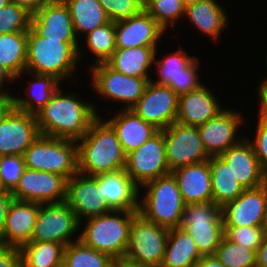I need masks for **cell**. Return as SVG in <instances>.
<instances>
[{
	"instance_id": "1",
	"label": "cell",
	"mask_w": 267,
	"mask_h": 267,
	"mask_svg": "<svg viewBox=\"0 0 267 267\" xmlns=\"http://www.w3.org/2000/svg\"><path fill=\"white\" fill-rule=\"evenodd\" d=\"M61 87L35 114L38 129L44 136L78 141L101 116L97 108L99 106L96 105L97 101H85V97L81 98L78 93L76 95L75 92L67 91L65 94Z\"/></svg>"
},
{
	"instance_id": "2",
	"label": "cell",
	"mask_w": 267,
	"mask_h": 267,
	"mask_svg": "<svg viewBox=\"0 0 267 267\" xmlns=\"http://www.w3.org/2000/svg\"><path fill=\"white\" fill-rule=\"evenodd\" d=\"M76 144L78 173L97 176L125 168L126 154L115 131L102 115Z\"/></svg>"
},
{
	"instance_id": "3",
	"label": "cell",
	"mask_w": 267,
	"mask_h": 267,
	"mask_svg": "<svg viewBox=\"0 0 267 267\" xmlns=\"http://www.w3.org/2000/svg\"><path fill=\"white\" fill-rule=\"evenodd\" d=\"M79 47L80 43H65L61 39L42 37L30 27L27 35L25 71L52 75L61 83L73 80L80 62Z\"/></svg>"
},
{
	"instance_id": "4",
	"label": "cell",
	"mask_w": 267,
	"mask_h": 267,
	"mask_svg": "<svg viewBox=\"0 0 267 267\" xmlns=\"http://www.w3.org/2000/svg\"><path fill=\"white\" fill-rule=\"evenodd\" d=\"M138 211L111 210L80 222L79 240L111 258L125 256L130 228ZM83 225V226H82Z\"/></svg>"
},
{
	"instance_id": "5",
	"label": "cell",
	"mask_w": 267,
	"mask_h": 267,
	"mask_svg": "<svg viewBox=\"0 0 267 267\" xmlns=\"http://www.w3.org/2000/svg\"><path fill=\"white\" fill-rule=\"evenodd\" d=\"M185 205L171 172L139 188L138 213L157 225L168 229L179 227Z\"/></svg>"
},
{
	"instance_id": "6",
	"label": "cell",
	"mask_w": 267,
	"mask_h": 267,
	"mask_svg": "<svg viewBox=\"0 0 267 267\" xmlns=\"http://www.w3.org/2000/svg\"><path fill=\"white\" fill-rule=\"evenodd\" d=\"M25 168L65 176L78 173L76 141L39 135L23 155Z\"/></svg>"
},
{
	"instance_id": "7",
	"label": "cell",
	"mask_w": 267,
	"mask_h": 267,
	"mask_svg": "<svg viewBox=\"0 0 267 267\" xmlns=\"http://www.w3.org/2000/svg\"><path fill=\"white\" fill-rule=\"evenodd\" d=\"M179 228L191 236L202 256L215 255L224 236L222 207L214 202L186 204Z\"/></svg>"
},
{
	"instance_id": "8",
	"label": "cell",
	"mask_w": 267,
	"mask_h": 267,
	"mask_svg": "<svg viewBox=\"0 0 267 267\" xmlns=\"http://www.w3.org/2000/svg\"><path fill=\"white\" fill-rule=\"evenodd\" d=\"M90 83L95 94L104 100L122 103L121 109L131 110L142 97L151 79L129 77L101 63L89 67ZM125 104V105H124Z\"/></svg>"
},
{
	"instance_id": "9",
	"label": "cell",
	"mask_w": 267,
	"mask_h": 267,
	"mask_svg": "<svg viewBox=\"0 0 267 267\" xmlns=\"http://www.w3.org/2000/svg\"><path fill=\"white\" fill-rule=\"evenodd\" d=\"M79 230L76 213L66 201L43 203L40 204L31 241H50L67 246L79 240Z\"/></svg>"
},
{
	"instance_id": "10",
	"label": "cell",
	"mask_w": 267,
	"mask_h": 267,
	"mask_svg": "<svg viewBox=\"0 0 267 267\" xmlns=\"http://www.w3.org/2000/svg\"><path fill=\"white\" fill-rule=\"evenodd\" d=\"M169 230L147 221L138 213L132 220L125 256L144 266L160 267Z\"/></svg>"
},
{
	"instance_id": "11",
	"label": "cell",
	"mask_w": 267,
	"mask_h": 267,
	"mask_svg": "<svg viewBox=\"0 0 267 267\" xmlns=\"http://www.w3.org/2000/svg\"><path fill=\"white\" fill-rule=\"evenodd\" d=\"M124 169L139 188L170 173L163 131H158L139 148L128 153Z\"/></svg>"
},
{
	"instance_id": "12",
	"label": "cell",
	"mask_w": 267,
	"mask_h": 267,
	"mask_svg": "<svg viewBox=\"0 0 267 267\" xmlns=\"http://www.w3.org/2000/svg\"><path fill=\"white\" fill-rule=\"evenodd\" d=\"M162 131L170 172L186 165L197 164L210 159L203 147L198 126L184 125L175 121Z\"/></svg>"
},
{
	"instance_id": "13",
	"label": "cell",
	"mask_w": 267,
	"mask_h": 267,
	"mask_svg": "<svg viewBox=\"0 0 267 267\" xmlns=\"http://www.w3.org/2000/svg\"><path fill=\"white\" fill-rule=\"evenodd\" d=\"M242 115L241 111L225 107L216 117L198 126L203 147L209 156H219L246 137L240 134V129L246 126Z\"/></svg>"
},
{
	"instance_id": "14",
	"label": "cell",
	"mask_w": 267,
	"mask_h": 267,
	"mask_svg": "<svg viewBox=\"0 0 267 267\" xmlns=\"http://www.w3.org/2000/svg\"><path fill=\"white\" fill-rule=\"evenodd\" d=\"M67 183L65 176L25 168L12 194L16 200L57 203L66 200Z\"/></svg>"
},
{
	"instance_id": "15",
	"label": "cell",
	"mask_w": 267,
	"mask_h": 267,
	"mask_svg": "<svg viewBox=\"0 0 267 267\" xmlns=\"http://www.w3.org/2000/svg\"><path fill=\"white\" fill-rule=\"evenodd\" d=\"M179 96L167 85L148 82L142 97L132 110L159 131L176 121Z\"/></svg>"
},
{
	"instance_id": "16",
	"label": "cell",
	"mask_w": 267,
	"mask_h": 267,
	"mask_svg": "<svg viewBox=\"0 0 267 267\" xmlns=\"http://www.w3.org/2000/svg\"><path fill=\"white\" fill-rule=\"evenodd\" d=\"M267 213V183L245 189L222 207L224 227L264 226Z\"/></svg>"
},
{
	"instance_id": "17",
	"label": "cell",
	"mask_w": 267,
	"mask_h": 267,
	"mask_svg": "<svg viewBox=\"0 0 267 267\" xmlns=\"http://www.w3.org/2000/svg\"><path fill=\"white\" fill-rule=\"evenodd\" d=\"M65 201L76 213L79 222L112 210L98 185V175L87 176L81 173L73 175L67 183Z\"/></svg>"
},
{
	"instance_id": "18",
	"label": "cell",
	"mask_w": 267,
	"mask_h": 267,
	"mask_svg": "<svg viewBox=\"0 0 267 267\" xmlns=\"http://www.w3.org/2000/svg\"><path fill=\"white\" fill-rule=\"evenodd\" d=\"M39 135L35 115L13 108L0 121V157L23 156Z\"/></svg>"
},
{
	"instance_id": "19",
	"label": "cell",
	"mask_w": 267,
	"mask_h": 267,
	"mask_svg": "<svg viewBox=\"0 0 267 267\" xmlns=\"http://www.w3.org/2000/svg\"><path fill=\"white\" fill-rule=\"evenodd\" d=\"M166 33L156 20L143 9L135 16L115 22L116 49L159 47V42Z\"/></svg>"
},
{
	"instance_id": "20",
	"label": "cell",
	"mask_w": 267,
	"mask_h": 267,
	"mask_svg": "<svg viewBox=\"0 0 267 267\" xmlns=\"http://www.w3.org/2000/svg\"><path fill=\"white\" fill-rule=\"evenodd\" d=\"M31 27L42 37L79 43L73 21L63 0H48L31 16Z\"/></svg>"
},
{
	"instance_id": "21",
	"label": "cell",
	"mask_w": 267,
	"mask_h": 267,
	"mask_svg": "<svg viewBox=\"0 0 267 267\" xmlns=\"http://www.w3.org/2000/svg\"><path fill=\"white\" fill-rule=\"evenodd\" d=\"M219 156L245 189L256 188L267 183V173L262 169L248 138L244 137Z\"/></svg>"
},
{
	"instance_id": "22",
	"label": "cell",
	"mask_w": 267,
	"mask_h": 267,
	"mask_svg": "<svg viewBox=\"0 0 267 267\" xmlns=\"http://www.w3.org/2000/svg\"><path fill=\"white\" fill-rule=\"evenodd\" d=\"M207 85L179 96L176 121L184 125L199 126L216 117L225 108Z\"/></svg>"
},
{
	"instance_id": "23",
	"label": "cell",
	"mask_w": 267,
	"mask_h": 267,
	"mask_svg": "<svg viewBox=\"0 0 267 267\" xmlns=\"http://www.w3.org/2000/svg\"><path fill=\"white\" fill-rule=\"evenodd\" d=\"M40 203L14 199L8 209L0 245L21 248L31 241Z\"/></svg>"
},
{
	"instance_id": "24",
	"label": "cell",
	"mask_w": 267,
	"mask_h": 267,
	"mask_svg": "<svg viewBox=\"0 0 267 267\" xmlns=\"http://www.w3.org/2000/svg\"><path fill=\"white\" fill-rule=\"evenodd\" d=\"M98 185L112 210H139V187L125 169L98 175Z\"/></svg>"
},
{
	"instance_id": "25",
	"label": "cell",
	"mask_w": 267,
	"mask_h": 267,
	"mask_svg": "<svg viewBox=\"0 0 267 267\" xmlns=\"http://www.w3.org/2000/svg\"><path fill=\"white\" fill-rule=\"evenodd\" d=\"M115 114V115H114ZM110 118L102 117L113 128L127 155L139 148L159 130L131 110H117Z\"/></svg>"
},
{
	"instance_id": "26",
	"label": "cell",
	"mask_w": 267,
	"mask_h": 267,
	"mask_svg": "<svg viewBox=\"0 0 267 267\" xmlns=\"http://www.w3.org/2000/svg\"><path fill=\"white\" fill-rule=\"evenodd\" d=\"M171 173L185 204L213 202L209 160L177 168Z\"/></svg>"
},
{
	"instance_id": "27",
	"label": "cell",
	"mask_w": 267,
	"mask_h": 267,
	"mask_svg": "<svg viewBox=\"0 0 267 267\" xmlns=\"http://www.w3.org/2000/svg\"><path fill=\"white\" fill-rule=\"evenodd\" d=\"M217 0H199L185 7L184 19H188L198 32L209 36L212 42H219L221 33L227 29L228 16L225 7ZM222 4V6H221Z\"/></svg>"
},
{
	"instance_id": "28",
	"label": "cell",
	"mask_w": 267,
	"mask_h": 267,
	"mask_svg": "<svg viewBox=\"0 0 267 267\" xmlns=\"http://www.w3.org/2000/svg\"><path fill=\"white\" fill-rule=\"evenodd\" d=\"M24 74L30 76V78L28 76L29 84L26 85V89H23L24 96L19 93L16 97L13 93L14 108L35 115L50 101L62 83L52 75L35 74L29 71L21 73L15 81L23 79Z\"/></svg>"
},
{
	"instance_id": "29",
	"label": "cell",
	"mask_w": 267,
	"mask_h": 267,
	"mask_svg": "<svg viewBox=\"0 0 267 267\" xmlns=\"http://www.w3.org/2000/svg\"><path fill=\"white\" fill-rule=\"evenodd\" d=\"M158 47L115 49L106 64L129 77L152 79L150 74Z\"/></svg>"
},
{
	"instance_id": "30",
	"label": "cell",
	"mask_w": 267,
	"mask_h": 267,
	"mask_svg": "<svg viewBox=\"0 0 267 267\" xmlns=\"http://www.w3.org/2000/svg\"><path fill=\"white\" fill-rule=\"evenodd\" d=\"M178 48L179 50L165 54L163 58L157 59L158 48L155 51L154 70L157 73V79H151L152 82L158 85H167L171 80L176 79L179 76H200L199 67L201 62L199 57L190 56L185 51L183 46Z\"/></svg>"
},
{
	"instance_id": "31",
	"label": "cell",
	"mask_w": 267,
	"mask_h": 267,
	"mask_svg": "<svg viewBox=\"0 0 267 267\" xmlns=\"http://www.w3.org/2000/svg\"><path fill=\"white\" fill-rule=\"evenodd\" d=\"M201 257L194 240L184 229L171 228L160 267H195Z\"/></svg>"
},
{
	"instance_id": "32",
	"label": "cell",
	"mask_w": 267,
	"mask_h": 267,
	"mask_svg": "<svg viewBox=\"0 0 267 267\" xmlns=\"http://www.w3.org/2000/svg\"><path fill=\"white\" fill-rule=\"evenodd\" d=\"M209 166L213 202L216 205L223 207L245 191V188L235 178L230 167L220 156H210Z\"/></svg>"
},
{
	"instance_id": "33",
	"label": "cell",
	"mask_w": 267,
	"mask_h": 267,
	"mask_svg": "<svg viewBox=\"0 0 267 267\" xmlns=\"http://www.w3.org/2000/svg\"><path fill=\"white\" fill-rule=\"evenodd\" d=\"M63 1L69 9L74 31L79 41H81L80 36L84 37L97 27L110 22V19L98 0Z\"/></svg>"
},
{
	"instance_id": "34",
	"label": "cell",
	"mask_w": 267,
	"mask_h": 267,
	"mask_svg": "<svg viewBox=\"0 0 267 267\" xmlns=\"http://www.w3.org/2000/svg\"><path fill=\"white\" fill-rule=\"evenodd\" d=\"M85 43L84 46H80L78 50L79 61H82V55L86 56L85 48L87 52H91L95 57L92 59L91 67L97 64L106 63L112 53L116 49V39H115V22H108L95 30L89 32L84 36ZM88 48V49H87ZM84 53H83V51Z\"/></svg>"
},
{
	"instance_id": "35",
	"label": "cell",
	"mask_w": 267,
	"mask_h": 267,
	"mask_svg": "<svg viewBox=\"0 0 267 267\" xmlns=\"http://www.w3.org/2000/svg\"><path fill=\"white\" fill-rule=\"evenodd\" d=\"M65 246L50 241H30L20 248L23 267H63Z\"/></svg>"
},
{
	"instance_id": "36",
	"label": "cell",
	"mask_w": 267,
	"mask_h": 267,
	"mask_svg": "<svg viewBox=\"0 0 267 267\" xmlns=\"http://www.w3.org/2000/svg\"><path fill=\"white\" fill-rule=\"evenodd\" d=\"M28 32L0 34V64L15 78L26 70Z\"/></svg>"
},
{
	"instance_id": "37",
	"label": "cell",
	"mask_w": 267,
	"mask_h": 267,
	"mask_svg": "<svg viewBox=\"0 0 267 267\" xmlns=\"http://www.w3.org/2000/svg\"><path fill=\"white\" fill-rule=\"evenodd\" d=\"M113 258L80 240L74 241L64 248L63 267H111Z\"/></svg>"
},
{
	"instance_id": "38",
	"label": "cell",
	"mask_w": 267,
	"mask_h": 267,
	"mask_svg": "<svg viewBox=\"0 0 267 267\" xmlns=\"http://www.w3.org/2000/svg\"><path fill=\"white\" fill-rule=\"evenodd\" d=\"M142 4L165 31L170 27L175 29L185 15V6L181 0H142Z\"/></svg>"
},
{
	"instance_id": "39",
	"label": "cell",
	"mask_w": 267,
	"mask_h": 267,
	"mask_svg": "<svg viewBox=\"0 0 267 267\" xmlns=\"http://www.w3.org/2000/svg\"><path fill=\"white\" fill-rule=\"evenodd\" d=\"M215 256L225 267H256V252L223 236Z\"/></svg>"
},
{
	"instance_id": "40",
	"label": "cell",
	"mask_w": 267,
	"mask_h": 267,
	"mask_svg": "<svg viewBox=\"0 0 267 267\" xmlns=\"http://www.w3.org/2000/svg\"><path fill=\"white\" fill-rule=\"evenodd\" d=\"M31 16L26 8L9 1L0 8V34L28 32Z\"/></svg>"
},
{
	"instance_id": "41",
	"label": "cell",
	"mask_w": 267,
	"mask_h": 267,
	"mask_svg": "<svg viewBox=\"0 0 267 267\" xmlns=\"http://www.w3.org/2000/svg\"><path fill=\"white\" fill-rule=\"evenodd\" d=\"M264 235V226L224 227V236L228 240L253 249L255 252L262 244Z\"/></svg>"
},
{
	"instance_id": "42",
	"label": "cell",
	"mask_w": 267,
	"mask_h": 267,
	"mask_svg": "<svg viewBox=\"0 0 267 267\" xmlns=\"http://www.w3.org/2000/svg\"><path fill=\"white\" fill-rule=\"evenodd\" d=\"M112 22L125 20L139 14L143 9L142 0H98Z\"/></svg>"
},
{
	"instance_id": "43",
	"label": "cell",
	"mask_w": 267,
	"mask_h": 267,
	"mask_svg": "<svg viewBox=\"0 0 267 267\" xmlns=\"http://www.w3.org/2000/svg\"><path fill=\"white\" fill-rule=\"evenodd\" d=\"M25 169L23 156L8 155L0 157V179L7 191H13Z\"/></svg>"
},
{
	"instance_id": "44",
	"label": "cell",
	"mask_w": 267,
	"mask_h": 267,
	"mask_svg": "<svg viewBox=\"0 0 267 267\" xmlns=\"http://www.w3.org/2000/svg\"><path fill=\"white\" fill-rule=\"evenodd\" d=\"M256 126L252 127L255 132L254 137H247L252 143L255 155L262 169L267 173V124L263 123L258 117L256 118ZM253 138V139H252Z\"/></svg>"
},
{
	"instance_id": "45",
	"label": "cell",
	"mask_w": 267,
	"mask_h": 267,
	"mask_svg": "<svg viewBox=\"0 0 267 267\" xmlns=\"http://www.w3.org/2000/svg\"><path fill=\"white\" fill-rule=\"evenodd\" d=\"M200 79V76H179L171 80L167 86L180 96L201 86L203 82Z\"/></svg>"
},
{
	"instance_id": "46",
	"label": "cell",
	"mask_w": 267,
	"mask_h": 267,
	"mask_svg": "<svg viewBox=\"0 0 267 267\" xmlns=\"http://www.w3.org/2000/svg\"><path fill=\"white\" fill-rule=\"evenodd\" d=\"M0 267H22L20 249L0 245Z\"/></svg>"
},
{
	"instance_id": "47",
	"label": "cell",
	"mask_w": 267,
	"mask_h": 267,
	"mask_svg": "<svg viewBox=\"0 0 267 267\" xmlns=\"http://www.w3.org/2000/svg\"><path fill=\"white\" fill-rule=\"evenodd\" d=\"M14 200L12 191L0 192V239L6 223V216L11 202Z\"/></svg>"
},
{
	"instance_id": "48",
	"label": "cell",
	"mask_w": 267,
	"mask_h": 267,
	"mask_svg": "<svg viewBox=\"0 0 267 267\" xmlns=\"http://www.w3.org/2000/svg\"><path fill=\"white\" fill-rule=\"evenodd\" d=\"M257 94L259 95L257 116L263 123L267 124V89L260 82L258 83Z\"/></svg>"
},
{
	"instance_id": "49",
	"label": "cell",
	"mask_w": 267,
	"mask_h": 267,
	"mask_svg": "<svg viewBox=\"0 0 267 267\" xmlns=\"http://www.w3.org/2000/svg\"><path fill=\"white\" fill-rule=\"evenodd\" d=\"M14 108L13 93L0 90V121Z\"/></svg>"
},
{
	"instance_id": "50",
	"label": "cell",
	"mask_w": 267,
	"mask_h": 267,
	"mask_svg": "<svg viewBox=\"0 0 267 267\" xmlns=\"http://www.w3.org/2000/svg\"><path fill=\"white\" fill-rule=\"evenodd\" d=\"M256 267H267V233L256 251Z\"/></svg>"
},
{
	"instance_id": "51",
	"label": "cell",
	"mask_w": 267,
	"mask_h": 267,
	"mask_svg": "<svg viewBox=\"0 0 267 267\" xmlns=\"http://www.w3.org/2000/svg\"><path fill=\"white\" fill-rule=\"evenodd\" d=\"M11 2L26 8L30 13H35L48 0H10Z\"/></svg>"
},
{
	"instance_id": "52",
	"label": "cell",
	"mask_w": 267,
	"mask_h": 267,
	"mask_svg": "<svg viewBox=\"0 0 267 267\" xmlns=\"http://www.w3.org/2000/svg\"><path fill=\"white\" fill-rule=\"evenodd\" d=\"M14 83H18L15 81V77L0 64V90L9 92L10 89L7 90L5 87L8 88L9 84L14 85Z\"/></svg>"
},
{
	"instance_id": "53",
	"label": "cell",
	"mask_w": 267,
	"mask_h": 267,
	"mask_svg": "<svg viewBox=\"0 0 267 267\" xmlns=\"http://www.w3.org/2000/svg\"><path fill=\"white\" fill-rule=\"evenodd\" d=\"M195 267H225L215 255L202 256Z\"/></svg>"
},
{
	"instance_id": "54",
	"label": "cell",
	"mask_w": 267,
	"mask_h": 267,
	"mask_svg": "<svg viewBox=\"0 0 267 267\" xmlns=\"http://www.w3.org/2000/svg\"><path fill=\"white\" fill-rule=\"evenodd\" d=\"M111 267H150V266H144L136 261H133L126 256L118 257L113 259Z\"/></svg>"
},
{
	"instance_id": "55",
	"label": "cell",
	"mask_w": 267,
	"mask_h": 267,
	"mask_svg": "<svg viewBox=\"0 0 267 267\" xmlns=\"http://www.w3.org/2000/svg\"><path fill=\"white\" fill-rule=\"evenodd\" d=\"M265 59H266L265 60L266 63L264 65L267 66V51H266V57H265ZM266 69H267V67H266ZM258 82H260L267 89V74H266V77L265 78H262L261 81H258Z\"/></svg>"
},
{
	"instance_id": "56",
	"label": "cell",
	"mask_w": 267,
	"mask_h": 267,
	"mask_svg": "<svg viewBox=\"0 0 267 267\" xmlns=\"http://www.w3.org/2000/svg\"><path fill=\"white\" fill-rule=\"evenodd\" d=\"M181 1H182L183 5L186 7V6L191 5V4H193L199 0H181Z\"/></svg>"
},
{
	"instance_id": "57",
	"label": "cell",
	"mask_w": 267,
	"mask_h": 267,
	"mask_svg": "<svg viewBox=\"0 0 267 267\" xmlns=\"http://www.w3.org/2000/svg\"><path fill=\"white\" fill-rule=\"evenodd\" d=\"M10 0H0V8L5 6Z\"/></svg>"
},
{
	"instance_id": "58",
	"label": "cell",
	"mask_w": 267,
	"mask_h": 267,
	"mask_svg": "<svg viewBox=\"0 0 267 267\" xmlns=\"http://www.w3.org/2000/svg\"><path fill=\"white\" fill-rule=\"evenodd\" d=\"M264 230H265V233H267V213H266V220L264 224Z\"/></svg>"
},
{
	"instance_id": "59",
	"label": "cell",
	"mask_w": 267,
	"mask_h": 267,
	"mask_svg": "<svg viewBox=\"0 0 267 267\" xmlns=\"http://www.w3.org/2000/svg\"><path fill=\"white\" fill-rule=\"evenodd\" d=\"M5 190V188H4V186H3V184H2V181H1V179H0V192L1 191H4Z\"/></svg>"
}]
</instances>
